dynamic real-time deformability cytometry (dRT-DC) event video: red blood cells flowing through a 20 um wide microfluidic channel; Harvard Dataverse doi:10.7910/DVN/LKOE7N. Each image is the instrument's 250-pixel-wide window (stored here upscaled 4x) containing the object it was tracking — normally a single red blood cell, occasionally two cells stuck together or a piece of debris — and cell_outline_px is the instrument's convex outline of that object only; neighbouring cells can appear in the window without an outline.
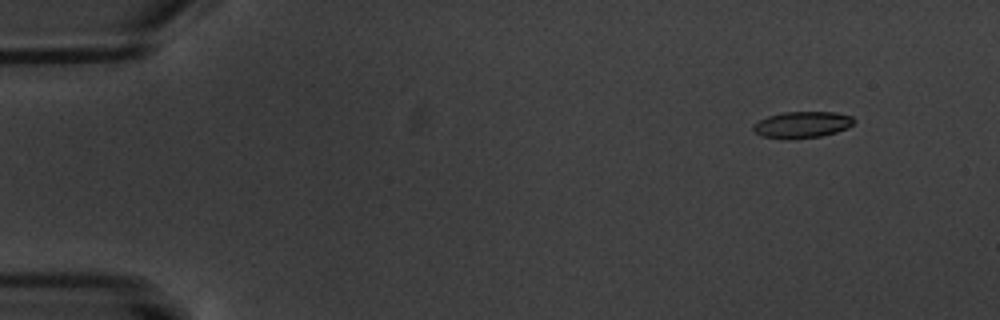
{"species": "common noctule bat (a hibernating species)", "species_latin": "Nyctalus noctula", "temperature_condition": "warm", "stored_images_in_passage": 7, "camera_frame_rate_fps": 3000, "um_per_image_px": 0.085, "animal": {"sex": "male", "body_mass_g": 20.1, "forearm_length_mm": 53.5}, "frame": {"image": 1, "passage_image": 2, "time_ms": 1.333, "image_size_px": [1000, 320], "cell_outline_px": [[856, 120], [848, 128], [836, 132], [820, 136], [788, 140], [760, 136], [752, 128], [752, 124], [768, 116], [784, 112], [836, 112], [852, 116]], "centroid_in_image_um": [68.17, 10.6], "position_along_channel_um": 16.8, "area_um2": 15.66}}